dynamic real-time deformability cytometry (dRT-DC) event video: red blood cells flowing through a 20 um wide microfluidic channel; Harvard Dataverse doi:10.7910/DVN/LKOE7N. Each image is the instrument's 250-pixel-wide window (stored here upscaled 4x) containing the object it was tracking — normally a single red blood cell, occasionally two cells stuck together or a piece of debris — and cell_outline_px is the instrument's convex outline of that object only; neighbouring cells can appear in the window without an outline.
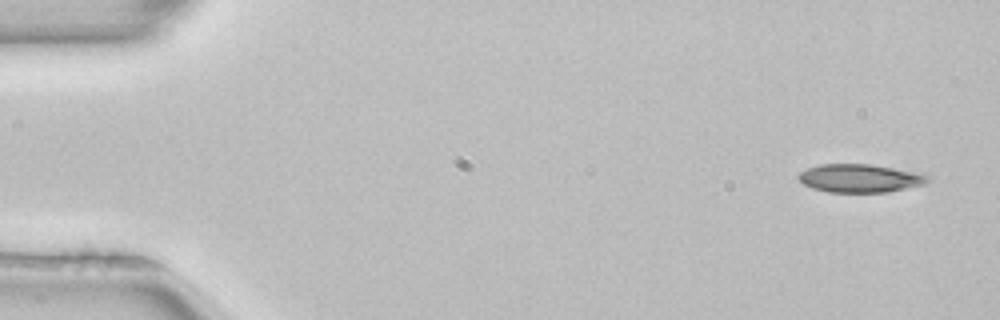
{"species": "common noctule bat (a hibernating species)", "species_latin": "Nyctalus noctula", "temperature_condition": "room temperature", "stored_images_in_passage": 5, "segment_of_instrument_passage": [1, 2], "camera_frame_rate_fps": 3000, "um_per_image_px": 0.085, "animal": {"sex": "female", "body_mass_g": 22.7, "forearm_length_mm": 54.2}, "frame": {"image": 1, "passage_image": 1, "time_ms": 0.0, "image_size_px": [1000, 320], "cell_outline_px": [[932, 180], [924, 184], [888, 192], [828, 192], [812, 188], [804, 184], [796, 176], [800, 172], [808, 168], [820, 164], [872, 164], [916, 172], [928, 176]], "centroid_in_image_um": [73.09, 15.15], "position_along_channel_um": 11.9, "area_um2": 21.27}}
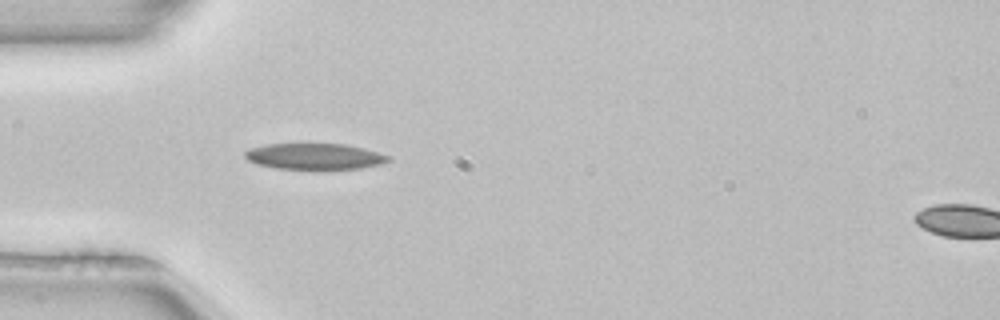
{"frame": {"image": 2, "passage_image": 4, "time_ms": 1.0, "image_size_px": [1000, 320], "cell_outline_px": [[392, 160], [380, 164], [360, 168], [320, 172], [316, 172], [276, 168], [256, 164], [248, 160], [244, 156], [244, 152], [248, 148], [264, 144], [344, 144], [364, 148], [392, 156]], "centroid_in_image_um": [26.75, 13.34], "position_along_channel_um": 58.3, "area_um2": 22.89}}